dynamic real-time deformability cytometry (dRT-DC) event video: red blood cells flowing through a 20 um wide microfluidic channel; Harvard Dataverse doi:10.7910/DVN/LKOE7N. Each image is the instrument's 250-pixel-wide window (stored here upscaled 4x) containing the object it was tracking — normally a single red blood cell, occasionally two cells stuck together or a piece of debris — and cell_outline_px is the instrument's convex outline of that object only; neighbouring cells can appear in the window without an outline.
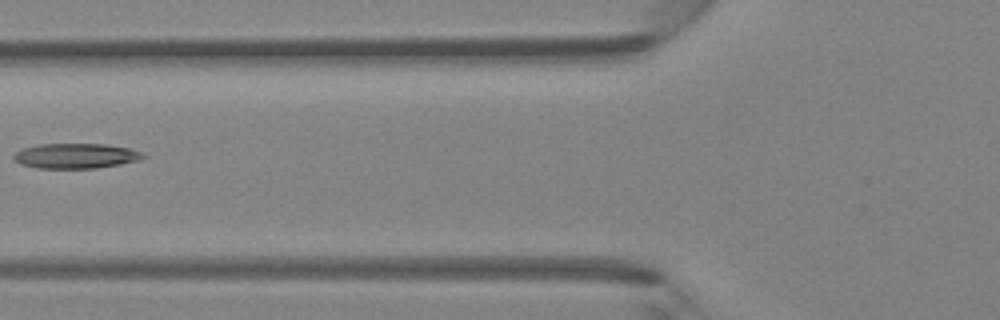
{"species": "Egyptian fruit bat (a non-hibernating species)", "species_latin": "Rousettus aegyptiacus", "temperature_condition": "room temperature", "stored_images_in_passage": 5, "camera_frame_rate_fps": 3000, "um_per_image_px": 0.085, "animal": {"sex": "female"}, "frame": {"image": 1, "passage_image": 5, "time_ms": 5.667, "image_size_px": [1000, 320], "cell_outline_px": [[148, 156], [136, 160], [120, 164], [96, 168], [36, 168], [20, 164], [12, 156], [16, 152], [24, 148], [40, 144], [104, 144], [128, 148], [140, 152]], "centroid_in_image_um": [6.42, 13.25], "position_along_channel_um": 119.4, "area_um2": 18.67}}